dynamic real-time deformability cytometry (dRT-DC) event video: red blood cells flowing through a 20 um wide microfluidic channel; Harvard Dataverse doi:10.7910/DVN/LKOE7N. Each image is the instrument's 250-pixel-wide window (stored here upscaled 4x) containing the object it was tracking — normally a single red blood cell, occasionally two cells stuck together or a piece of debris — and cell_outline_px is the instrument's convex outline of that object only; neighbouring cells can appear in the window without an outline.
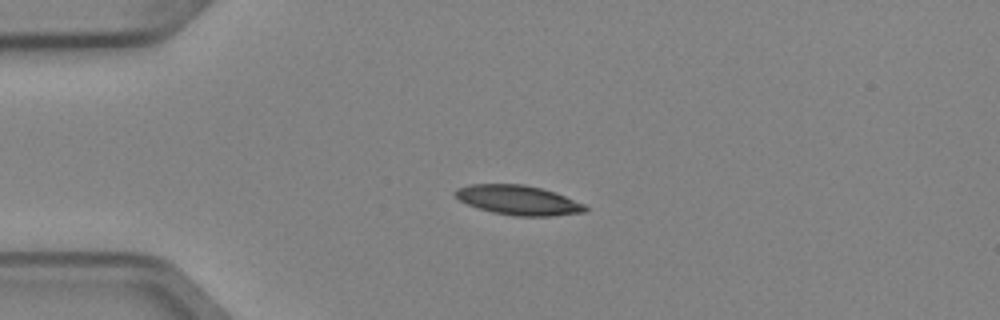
{"species": "Egyptian fruit bat (a non-hibernating species)", "species_latin": "Rousettus aegyptiacus", "temperature_condition": "cold", "stored_images_in_passage": 3, "camera_frame_rate_fps": 3000, "um_per_image_px": 0.085, "animal": {"sex": "female"}, "frame": {"image": 1, "passage_image": 2, "time_ms": 0.333, "image_size_px": [1000, 320], "cell_outline_px": [[588, 208], [584, 212], [552, 216], [512, 216], [492, 212], [468, 204], [460, 200], [452, 192], [456, 188], [468, 184], [524, 184], [556, 192], [584, 204]], "centroid_in_image_um": [44.04, 17.0], "position_along_channel_um": 41.0, "area_um2": 22.43}}